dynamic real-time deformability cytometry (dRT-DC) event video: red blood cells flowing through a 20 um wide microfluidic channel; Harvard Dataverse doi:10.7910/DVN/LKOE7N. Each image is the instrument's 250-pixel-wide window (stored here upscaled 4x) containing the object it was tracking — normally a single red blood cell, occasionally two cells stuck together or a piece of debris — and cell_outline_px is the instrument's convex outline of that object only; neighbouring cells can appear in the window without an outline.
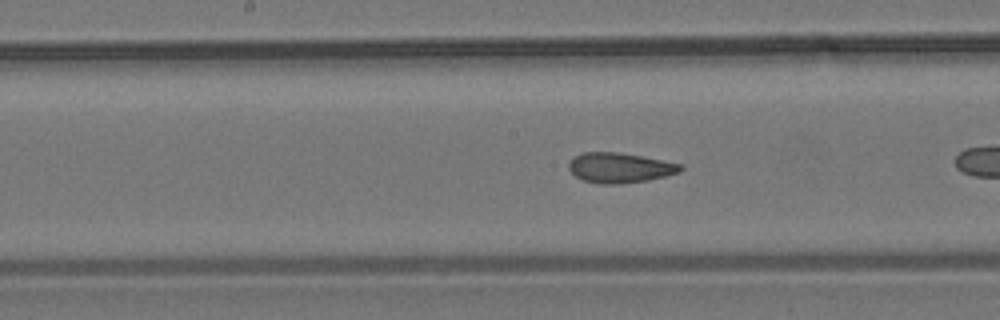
{"species": "common noctule bat (a hibernating species)", "species_latin": "Nyctalus noctula", "temperature_condition": "room temperature", "stored_images_in_passage": 38, "camera_frame_rate_fps": 3000, "um_per_image_px": 0.085, "animal": {"sex": "male", "body_mass_g": 19.2, "forearm_length_mm": 51.8}, "frame": {"image": 1, "passage_image": 17, "time_ms": 5.333, "image_size_px": [1000, 320], "cell_outline_px": [[684, 168], [680, 172], [648, 180], [620, 184], [600, 184], [584, 180], [576, 176], [568, 168], [568, 164], [572, 156], [584, 152], [616, 152], [640, 156], [684, 164]], "centroid_in_image_um": [52.68, 14.25], "position_along_channel_um": 195.5, "area_um2": 19.59}}